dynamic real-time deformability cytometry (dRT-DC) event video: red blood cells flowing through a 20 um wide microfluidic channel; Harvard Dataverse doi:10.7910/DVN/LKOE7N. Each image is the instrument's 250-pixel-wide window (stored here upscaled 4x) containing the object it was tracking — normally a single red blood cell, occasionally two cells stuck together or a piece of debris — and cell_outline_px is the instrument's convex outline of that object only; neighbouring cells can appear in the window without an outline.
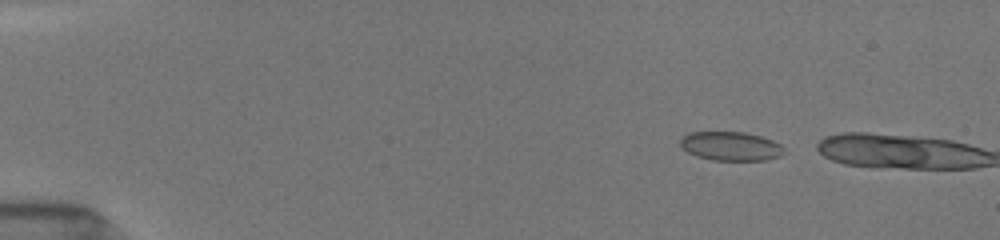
{"species": "common noctule bat (a hibernating species)", "species_latin": "Nyctalus noctula", "temperature_condition": "room temperature", "stored_images_in_passage": 7, "camera_frame_rate_fps": 3000, "um_per_image_px": 0.085, "animal": {"sex": "female", "body_mass_g": 19.5, "forearm_length_mm": 54.1}, "frame": {"image": 1, "passage_image": 2, "time_ms": 0.667, "image_size_px": [1000, 240], "cell_outline_px": [[784, 152], [780, 156], [764, 160], [712, 160], [696, 156], [688, 152], [680, 144], [680, 140], [688, 132], [744, 132], [760, 136], [772, 140], [780, 144], [784, 148]], "centroid_in_image_um": [62.11, 12.42], "position_along_channel_um": 22.9, "area_um2": 17.4}}